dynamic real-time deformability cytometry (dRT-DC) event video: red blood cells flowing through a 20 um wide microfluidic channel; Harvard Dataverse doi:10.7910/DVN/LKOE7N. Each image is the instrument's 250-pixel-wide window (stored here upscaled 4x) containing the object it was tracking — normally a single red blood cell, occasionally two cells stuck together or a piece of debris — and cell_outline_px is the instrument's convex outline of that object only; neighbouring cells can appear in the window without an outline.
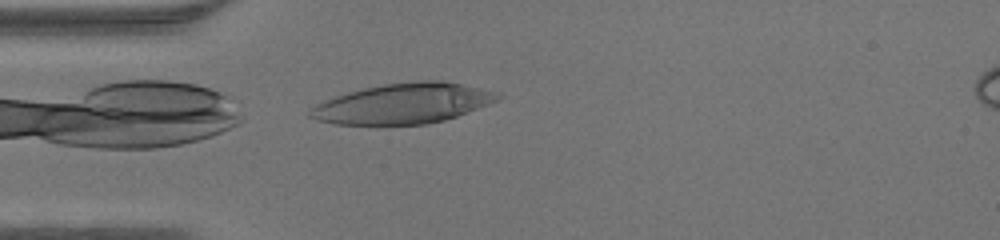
{"species": "human", "species_latin": "Homo sapiens", "temperature_condition": "warm", "stored_images_in_passage": 8, "camera_frame_rate_fps": 3000, "um_per_image_px": 0.085, "donor": {"sex": "male"}, "frame": {"image": 1, "passage_image": 8, "time_ms": 2.333, "image_size_px": [1000, 240], "cell_outline_px": [[504, 96], [488, 104], [456, 116], [444, 120], [424, 124], [336, 124], [316, 120], [308, 116], [308, 108], [324, 100], [348, 92], [364, 88], [384, 84], [420, 80], [440, 80], [500, 92]], "centroid_in_image_um": [34.24, 8.79], "position_along_channel_um": 50.8, "area_um2": 43.75}}